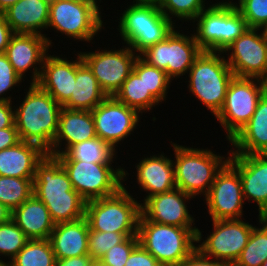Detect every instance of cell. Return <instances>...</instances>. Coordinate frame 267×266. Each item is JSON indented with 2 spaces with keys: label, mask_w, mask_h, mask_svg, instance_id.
<instances>
[{
  "label": "cell",
  "mask_w": 267,
  "mask_h": 266,
  "mask_svg": "<svg viewBox=\"0 0 267 266\" xmlns=\"http://www.w3.org/2000/svg\"><path fill=\"white\" fill-rule=\"evenodd\" d=\"M33 194L45 204L55 224L85 217L86 201L73 189L55 156L46 154L37 164Z\"/></svg>",
  "instance_id": "obj_1"
},
{
  "label": "cell",
  "mask_w": 267,
  "mask_h": 266,
  "mask_svg": "<svg viewBox=\"0 0 267 266\" xmlns=\"http://www.w3.org/2000/svg\"><path fill=\"white\" fill-rule=\"evenodd\" d=\"M18 106H14L15 125L20 140L37 144L47 153L52 149L62 106L37 84H30Z\"/></svg>",
  "instance_id": "obj_2"
},
{
  "label": "cell",
  "mask_w": 267,
  "mask_h": 266,
  "mask_svg": "<svg viewBox=\"0 0 267 266\" xmlns=\"http://www.w3.org/2000/svg\"><path fill=\"white\" fill-rule=\"evenodd\" d=\"M175 185L194 199L206 196L217 173L229 161L210 149L193 148L172 143ZM202 194V195H201Z\"/></svg>",
  "instance_id": "obj_3"
},
{
  "label": "cell",
  "mask_w": 267,
  "mask_h": 266,
  "mask_svg": "<svg viewBox=\"0 0 267 266\" xmlns=\"http://www.w3.org/2000/svg\"><path fill=\"white\" fill-rule=\"evenodd\" d=\"M223 52L202 51L188 73V88L214 117L221 110L234 74Z\"/></svg>",
  "instance_id": "obj_4"
},
{
  "label": "cell",
  "mask_w": 267,
  "mask_h": 266,
  "mask_svg": "<svg viewBox=\"0 0 267 266\" xmlns=\"http://www.w3.org/2000/svg\"><path fill=\"white\" fill-rule=\"evenodd\" d=\"M194 37L202 51L223 52L249 27L234 2L212 3L193 20Z\"/></svg>",
  "instance_id": "obj_5"
},
{
  "label": "cell",
  "mask_w": 267,
  "mask_h": 266,
  "mask_svg": "<svg viewBox=\"0 0 267 266\" xmlns=\"http://www.w3.org/2000/svg\"><path fill=\"white\" fill-rule=\"evenodd\" d=\"M197 230L151 222L141 214L137 235L141 246L162 266H178L196 249Z\"/></svg>",
  "instance_id": "obj_6"
},
{
  "label": "cell",
  "mask_w": 267,
  "mask_h": 266,
  "mask_svg": "<svg viewBox=\"0 0 267 266\" xmlns=\"http://www.w3.org/2000/svg\"><path fill=\"white\" fill-rule=\"evenodd\" d=\"M119 34L136 54L163 41L175 28L158 8L157 4L132 3L124 10L118 21Z\"/></svg>",
  "instance_id": "obj_7"
},
{
  "label": "cell",
  "mask_w": 267,
  "mask_h": 266,
  "mask_svg": "<svg viewBox=\"0 0 267 266\" xmlns=\"http://www.w3.org/2000/svg\"><path fill=\"white\" fill-rule=\"evenodd\" d=\"M141 203L125 186L116 194L86 202L89 229L101 232L138 233Z\"/></svg>",
  "instance_id": "obj_8"
},
{
  "label": "cell",
  "mask_w": 267,
  "mask_h": 266,
  "mask_svg": "<svg viewBox=\"0 0 267 266\" xmlns=\"http://www.w3.org/2000/svg\"><path fill=\"white\" fill-rule=\"evenodd\" d=\"M98 4V0H50L47 29L91 43L104 27Z\"/></svg>",
  "instance_id": "obj_9"
},
{
  "label": "cell",
  "mask_w": 267,
  "mask_h": 266,
  "mask_svg": "<svg viewBox=\"0 0 267 266\" xmlns=\"http://www.w3.org/2000/svg\"><path fill=\"white\" fill-rule=\"evenodd\" d=\"M60 163L68 174L73 189L86 202L116 194L124 186L123 181L125 182L129 175L123 166L114 169L112 163L85 161H60Z\"/></svg>",
  "instance_id": "obj_10"
},
{
  "label": "cell",
  "mask_w": 267,
  "mask_h": 266,
  "mask_svg": "<svg viewBox=\"0 0 267 266\" xmlns=\"http://www.w3.org/2000/svg\"><path fill=\"white\" fill-rule=\"evenodd\" d=\"M265 92L261 79L234 76L230 81L224 104L215 116L224 128L228 142L249 122Z\"/></svg>",
  "instance_id": "obj_11"
},
{
  "label": "cell",
  "mask_w": 267,
  "mask_h": 266,
  "mask_svg": "<svg viewBox=\"0 0 267 266\" xmlns=\"http://www.w3.org/2000/svg\"><path fill=\"white\" fill-rule=\"evenodd\" d=\"M176 28L178 27H175L163 41L148 47L139 54L144 62L164 70L172 80L188 74L195 59L202 52L194 34L185 35Z\"/></svg>",
  "instance_id": "obj_12"
},
{
  "label": "cell",
  "mask_w": 267,
  "mask_h": 266,
  "mask_svg": "<svg viewBox=\"0 0 267 266\" xmlns=\"http://www.w3.org/2000/svg\"><path fill=\"white\" fill-rule=\"evenodd\" d=\"M212 231L203 239L202 231L198 228L196 233V248L207 257L228 264H234L242 250L247 245L248 239L255 225L243 219L211 220ZM203 240V242H202ZM202 242V243H201Z\"/></svg>",
  "instance_id": "obj_13"
},
{
  "label": "cell",
  "mask_w": 267,
  "mask_h": 266,
  "mask_svg": "<svg viewBox=\"0 0 267 266\" xmlns=\"http://www.w3.org/2000/svg\"><path fill=\"white\" fill-rule=\"evenodd\" d=\"M223 53L227 55L226 62L235 77L261 80L266 78L267 33L265 29L248 28Z\"/></svg>",
  "instance_id": "obj_14"
},
{
  "label": "cell",
  "mask_w": 267,
  "mask_h": 266,
  "mask_svg": "<svg viewBox=\"0 0 267 266\" xmlns=\"http://www.w3.org/2000/svg\"><path fill=\"white\" fill-rule=\"evenodd\" d=\"M82 61L89 67L107 96H114L133 71L138 58L128 45L118 49H102L81 52Z\"/></svg>",
  "instance_id": "obj_15"
},
{
  "label": "cell",
  "mask_w": 267,
  "mask_h": 266,
  "mask_svg": "<svg viewBox=\"0 0 267 266\" xmlns=\"http://www.w3.org/2000/svg\"><path fill=\"white\" fill-rule=\"evenodd\" d=\"M206 202L211 220H229L243 218L244 198L239 172L227 162L217 173Z\"/></svg>",
  "instance_id": "obj_16"
},
{
  "label": "cell",
  "mask_w": 267,
  "mask_h": 266,
  "mask_svg": "<svg viewBox=\"0 0 267 266\" xmlns=\"http://www.w3.org/2000/svg\"><path fill=\"white\" fill-rule=\"evenodd\" d=\"M96 134L114 149L139 126L140 113L107 96L92 111Z\"/></svg>",
  "instance_id": "obj_17"
},
{
  "label": "cell",
  "mask_w": 267,
  "mask_h": 266,
  "mask_svg": "<svg viewBox=\"0 0 267 266\" xmlns=\"http://www.w3.org/2000/svg\"><path fill=\"white\" fill-rule=\"evenodd\" d=\"M192 196L179 188L148 197L141 203V214L149 221L182 228H198L186 202ZM194 226V227H193Z\"/></svg>",
  "instance_id": "obj_18"
},
{
  "label": "cell",
  "mask_w": 267,
  "mask_h": 266,
  "mask_svg": "<svg viewBox=\"0 0 267 266\" xmlns=\"http://www.w3.org/2000/svg\"><path fill=\"white\" fill-rule=\"evenodd\" d=\"M229 163L239 172L244 201L256 202L258 214L267 217V154H229Z\"/></svg>",
  "instance_id": "obj_19"
},
{
  "label": "cell",
  "mask_w": 267,
  "mask_h": 266,
  "mask_svg": "<svg viewBox=\"0 0 267 266\" xmlns=\"http://www.w3.org/2000/svg\"><path fill=\"white\" fill-rule=\"evenodd\" d=\"M49 49L50 46L44 35L14 33L5 54L14 71L22 79L26 76L24 74L30 70L32 73L30 84H36L39 81L43 62ZM30 68H32V72Z\"/></svg>",
  "instance_id": "obj_20"
},
{
  "label": "cell",
  "mask_w": 267,
  "mask_h": 266,
  "mask_svg": "<svg viewBox=\"0 0 267 266\" xmlns=\"http://www.w3.org/2000/svg\"><path fill=\"white\" fill-rule=\"evenodd\" d=\"M61 57L46 55L36 84L63 106L70 99L76 82V60Z\"/></svg>",
  "instance_id": "obj_21"
},
{
  "label": "cell",
  "mask_w": 267,
  "mask_h": 266,
  "mask_svg": "<svg viewBox=\"0 0 267 266\" xmlns=\"http://www.w3.org/2000/svg\"><path fill=\"white\" fill-rule=\"evenodd\" d=\"M95 136L97 134L91 111L71 110L62 107L52 149L47 154L52 156L62 154L71 145L92 139ZM63 144L65 145L64 148Z\"/></svg>",
  "instance_id": "obj_22"
},
{
  "label": "cell",
  "mask_w": 267,
  "mask_h": 266,
  "mask_svg": "<svg viewBox=\"0 0 267 266\" xmlns=\"http://www.w3.org/2000/svg\"><path fill=\"white\" fill-rule=\"evenodd\" d=\"M164 152L159 155L142 157L135 165L136 182L145 191L146 195L142 202L148 197L164 193L176 188L173 160L165 157ZM141 186V187H140Z\"/></svg>",
  "instance_id": "obj_23"
},
{
  "label": "cell",
  "mask_w": 267,
  "mask_h": 266,
  "mask_svg": "<svg viewBox=\"0 0 267 266\" xmlns=\"http://www.w3.org/2000/svg\"><path fill=\"white\" fill-rule=\"evenodd\" d=\"M49 5L50 0H18L3 13L14 33L44 35L52 48V40L43 34L48 26Z\"/></svg>",
  "instance_id": "obj_24"
},
{
  "label": "cell",
  "mask_w": 267,
  "mask_h": 266,
  "mask_svg": "<svg viewBox=\"0 0 267 266\" xmlns=\"http://www.w3.org/2000/svg\"><path fill=\"white\" fill-rule=\"evenodd\" d=\"M229 143V154H267V92L259 99L249 122Z\"/></svg>",
  "instance_id": "obj_25"
},
{
  "label": "cell",
  "mask_w": 267,
  "mask_h": 266,
  "mask_svg": "<svg viewBox=\"0 0 267 266\" xmlns=\"http://www.w3.org/2000/svg\"><path fill=\"white\" fill-rule=\"evenodd\" d=\"M46 154L39 145L22 140L0 150V176L34 178L36 166Z\"/></svg>",
  "instance_id": "obj_26"
},
{
  "label": "cell",
  "mask_w": 267,
  "mask_h": 266,
  "mask_svg": "<svg viewBox=\"0 0 267 266\" xmlns=\"http://www.w3.org/2000/svg\"><path fill=\"white\" fill-rule=\"evenodd\" d=\"M88 234L89 224L85 217L55 224L49 241L56 259L88 255Z\"/></svg>",
  "instance_id": "obj_27"
},
{
  "label": "cell",
  "mask_w": 267,
  "mask_h": 266,
  "mask_svg": "<svg viewBox=\"0 0 267 266\" xmlns=\"http://www.w3.org/2000/svg\"><path fill=\"white\" fill-rule=\"evenodd\" d=\"M11 219L30 239H49L55 223L45 204L34 194L12 211Z\"/></svg>",
  "instance_id": "obj_28"
},
{
  "label": "cell",
  "mask_w": 267,
  "mask_h": 266,
  "mask_svg": "<svg viewBox=\"0 0 267 266\" xmlns=\"http://www.w3.org/2000/svg\"><path fill=\"white\" fill-rule=\"evenodd\" d=\"M76 56V82H74L70 99L62 107L92 111L107 95L101 89L92 71L82 61L80 51Z\"/></svg>",
  "instance_id": "obj_29"
},
{
  "label": "cell",
  "mask_w": 267,
  "mask_h": 266,
  "mask_svg": "<svg viewBox=\"0 0 267 266\" xmlns=\"http://www.w3.org/2000/svg\"><path fill=\"white\" fill-rule=\"evenodd\" d=\"M114 97L141 114L145 113V111L153 110L160 103L149 90H146V84L144 83V61L139 56L134 63L133 71Z\"/></svg>",
  "instance_id": "obj_30"
},
{
  "label": "cell",
  "mask_w": 267,
  "mask_h": 266,
  "mask_svg": "<svg viewBox=\"0 0 267 266\" xmlns=\"http://www.w3.org/2000/svg\"><path fill=\"white\" fill-rule=\"evenodd\" d=\"M117 150L95 136L92 139L71 145L64 153L55 157L59 161H85L92 163H114Z\"/></svg>",
  "instance_id": "obj_31"
},
{
  "label": "cell",
  "mask_w": 267,
  "mask_h": 266,
  "mask_svg": "<svg viewBox=\"0 0 267 266\" xmlns=\"http://www.w3.org/2000/svg\"><path fill=\"white\" fill-rule=\"evenodd\" d=\"M55 263L49 239H32L5 266H55Z\"/></svg>",
  "instance_id": "obj_32"
},
{
  "label": "cell",
  "mask_w": 267,
  "mask_h": 266,
  "mask_svg": "<svg viewBox=\"0 0 267 266\" xmlns=\"http://www.w3.org/2000/svg\"><path fill=\"white\" fill-rule=\"evenodd\" d=\"M258 220L260 228L255 226L252 229L235 266H262L267 260V217L258 215Z\"/></svg>",
  "instance_id": "obj_33"
},
{
  "label": "cell",
  "mask_w": 267,
  "mask_h": 266,
  "mask_svg": "<svg viewBox=\"0 0 267 266\" xmlns=\"http://www.w3.org/2000/svg\"><path fill=\"white\" fill-rule=\"evenodd\" d=\"M34 178L0 176V202L13 211L33 195Z\"/></svg>",
  "instance_id": "obj_34"
},
{
  "label": "cell",
  "mask_w": 267,
  "mask_h": 266,
  "mask_svg": "<svg viewBox=\"0 0 267 266\" xmlns=\"http://www.w3.org/2000/svg\"><path fill=\"white\" fill-rule=\"evenodd\" d=\"M206 0H158V8L172 22L173 18L191 23L206 7ZM174 20V21H173Z\"/></svg>",
  "instance_id": "obj_35"
},
{
  "label": "cell",
  "mask_w": 267,
  "mask_h": 266,
  "mask_svg": "<svg viewBox=\"0 0 267 266\" xmlns=\"http://www.w3.org/2000/svg\"><path fill=\"white\" fill-rule=\"evenodd\" d=\"M30 239L24 232L10 219L8 222L0 224V256H4L8 260H12L19 251L26 245ZM0 263L5 266L0 257Z\"/></svg>",
  "instance_id": "obj_36"
},
{
  "label": "cell",
  "mask_w": 267,
  "mask_h": 266,
  "mask_svg": "<svg viewBox=\"0 0 267 266\" xmlns=\"http://www.w3.org/2000/svg\"><path fill=\"white\" fill-rule=\"evenodd\" d=\"M137 234L101 232L89 229L88 255L94 260H99L110 248L122 243L127 237L138 236Z\"/></svg>",
  "instance_id": "obj_37"
},
{
  "label": "cell",
  "mask_w": 267,
  "mask_h": 266,
  "mask_svg": "<svg viewBox=\"0 0 267 266\" xmlns=\"http://www.w3.org/2000/svg\"><path fill=\"white\" fill-rule=\"evenodd\" d=\"M234 5L249 28H267V0H238Z\"/></svg>",
  "instance_id": "obj_38"
},
{
  "label": "cell",
  "mask_w": 267,
  "mask_h": 266,
  "mask_svg": "<svg viewBox=\"0 0 267 266\" xmlns=\"http://www.w3.org/2000/svg\"><path fill=\"white\" fill-rule=\"evenodd\" d=\"M144 83L146 84V90H149L161 104V102L166 100V96H168L169 85H171L172 79L164 70L144 62Z\"/></svg>",
  "instance_id": "obj_39"
},
{
  "label": "cell",
  "mask_w": 267,
  "mask_h": 266,
  "mask_svg": "<svg viewBox=\"0 0 267 266\" xmlns=\"http://www.w3.org/2000/svg\"><path fill=\"white\" fill-rule=\"evenodd\" d=\"M138 244V236L127 237L122 243L110 248L99 260L109 266H125L131 252Z\"/></svg>",
  "instance_id": "obj_40"
},
{
  "label": "cell",
  "mask_w": 267,
  "mask_h": 266,
  "mask_svg": "<svg viewBox=\"0 0 267 266\" xmlns=\"http://www.w3.org/2000/svg\"><path fill=\"white\" fill-rule=\"evenodd\" d=\"M22 80L24 81V79L14 71L7 55L5 53H0V101L13 102L11 100V95L5 96L6 92L11 91V88L15 89V86L19 87Z\"/></svg>",
  "instance_id": "obj_41"
},
{
  "label": "cell",
  "mask_w": 267,
  "mask_h": 266,
  "mask_svg": "<svg viewBox=\"0 0 267 266\" xmlns=\"http://www.w3.org/2000/svg\"><path fill=\"white\" fill-rule=\"evenodd\" d=\"M125 266H162L156 258L139 243L131 252Z\"/></svg>",
  "instance_id": "obj_42"
},
{
  "label": "cell",
  "mask_w": 267,
  "mask_h": 266,
  "mask_svg": "<svg viewBox=\"0 0 267 266\" xmlns=\"http://www.w3.org/2000/svg\"><path fill=\"white\" fill-rule=\"evenodd\" d=\"M178 266H227V263L204 256L197 248Z\"/></svg>",
  "instance_id": "obj_43"
},
{
  "label": "cell",
  "mask_w": 267,
  "mask_h": 266,
  "mask_svg": "<svg viewBox=\"0 0 267 266\" xmlns=\"http://www.w3.org/2000/svg\"><path fill=\"white\" fill-rule=\"evenodd\" d=\"M13 102L0 101V129L9 128L15 125Z\"/></svg>",
  "instance_id": "obj_44"
},
{
  "label": "cell",
  "mask_w": 267,
  "mask_h": 266,
  "mask_svg": "<svg viewBox=\"0 0 267 266\" xmlns=\"http://www.w3.org/2000/svg\"><path fill=\"white\" fill-rule=\"evenodd\" d=\"M20 141L16 125L0 129V150L15 146Z\"/></svg>",
  "instance_id": "obj_45"
},
{
  "label": "cell",
  "mask_w": 267,
  "mask_h": 266,
  "mask_svg": "<svg viewBox=\"0 0 267 266\" xmlns=\"http://www.w3.org/2000/svg\"><path fill=\"white\" fill-rule=\"evenodd\" d=\"M14 34L3 12H0V53H5L11 36Z\"/></svg>",
  "instance_id": "obj_46"
},
{
  "label": "cell",
  "mask_w": 267,
  "mask_h": 266,
  "mask_svg": "<svg viewBox=\"0 0 267 266\" xmlns=\"http://www.w3.org/2000/svg\"><path fill=\"white\" fill-rule=\"evenodd\" d=\"M94 259L89 255L76 256L67 259H56L55 266H92Z\"/></svg>",
  "instance_id": "obj_47"
},
{
  "label": "cell",
  "mask_w": 267,
  "mask_h": 266,
  "mask_svg": "<svg viewBox=\"0 0 267 266\" xmlns=\"http://www.w3.org/2000/svg\"><path fill=\"white\" fill-rule=\"evenodd\" d=\"M12 211L0 202V224L8 222L11 219Z\"/></svg>",
  "instance_id": "obj_48"
},
{
  "label": "cell",
  "mask_w": 267,
  "mask_h": 266,
  "mask_svg": "<svg viewBox=\"0 0 267 266\" xmlns=\"http://www.w3.org/2000/svg\"><path fill=\"white\" fill-rule=\"evenodd\" d=\"M18 0H0V12L6 10L9 6L15 4Z\"/></svg>",
  "instance_id": "obj_49"
},
{
  "label": "cell",
  "mask_w": 267,
  "mask_h": 266,
  "mask_svg": "<svg viewBox=\"0 0 267 266\" xmlns=\"http://www.w3.org/2000/svg\"><path fill=\"white\" fill-rule=\"evenodd\" d=\"M133 3L157 4L158 0H133Z\"/></svg>",
  "instance_id": "obj_50"
},
{
  "label": "cell",
  "mask_w": 267,
  "mask_h": 266,
  "mask_svg": "<svg viewBox=\"0 0 267 266\" xmlns=\"http://www.w3.org/2000/svg\"><path fill=\"white\" fill-rule=\"evenodd\" d=\"M92 266H109V265H106L101 260H94Z\"/></svg>",
  "instance_id": "obj_51"
},
{
  "label": "cell",
  "mask_w": 267,
  "mask_h": 266,
  "mask_svg": "<svg viewBox=\"0 0 267 266\" xmlns=\"http://www.w3.org/2000/svg\"><path fill=\"white\" fill-rule=\"evenodd\" d=\"M264 85H265V90H266V92H267V76H266V78L264 79Z\"/></svg>",
  "instance_id": "obj_52"
},
{
  "label": "cell",
  "mask_w": 267,
  "mask_h": 266,
  "mask_svg": "<svg viewBox=\"0 0 267 266\" xmlns=\"http://www.w3.org/2000/svg\"><path fill=\"white\" fill-rule=\"evenodd\" d=\"M262 266H267V260L264 263H262Z\"/></svg>",
  "instance_id": "obj_53"
},
{
  "label": "cell",
  "mask_w": 267,
  "mask_h": 266,
  "mask_svg": "<svg viewBox=\"0 0 267 266\" xmlns=\"http://www.w3.org/2000/svg\"><path fill=\"white\" fill-rule=\"evenodd\" d=\"M227 266H235V265H234V264H228V263H227Z\"/></svg>",
  "instance_id": "obj_54"
}]
</instances>
